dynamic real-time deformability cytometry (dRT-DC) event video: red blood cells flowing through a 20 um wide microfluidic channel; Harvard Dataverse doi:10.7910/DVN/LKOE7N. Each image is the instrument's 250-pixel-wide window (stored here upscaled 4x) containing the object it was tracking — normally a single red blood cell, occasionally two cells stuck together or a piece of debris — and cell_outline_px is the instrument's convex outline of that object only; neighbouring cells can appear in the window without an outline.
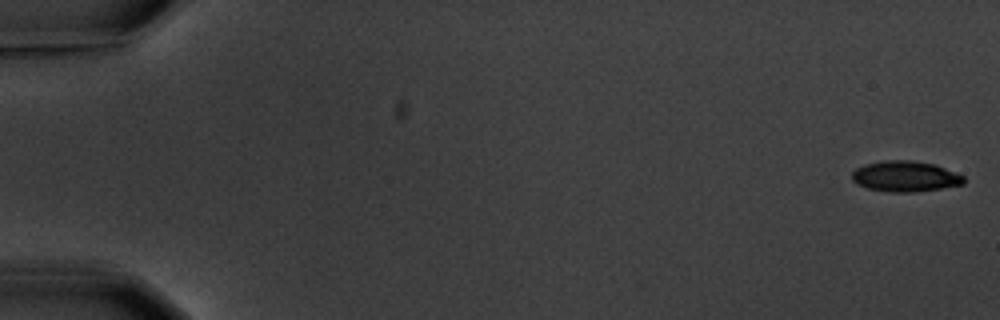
{"species": "common noctule bat (a hibernating species)", "species_latin": "Nyctalus noctula", "temperature_condition": "warm", "stored_images_in_passage": 6, "segment_of_instrument_passage": [1, 2], "camera_frame_rate_fps": 3000, "um_per_image_px": 0.085, "animal": {"sex": "male", "body_mass_g": 20.1, "forearm_length_mm": 53.5}, "frame": {"image": 1, "passage_image": 1, "time_ms": 0.0, "image_size_px": [1000, 320], "cell_outline_px": [[964, 184], [940, 188], [912, 192], [888, 192], [868, 188], [856, 184], [852, 180], [852, 172], [856, 168], [864, 164], [888, 160], [912, 160], [936, 164], [964, 176]], "centroid_in_image_um": [76.93, 14.98], "position_along_channel_um": 8.1, "area_um2": 20.0}}
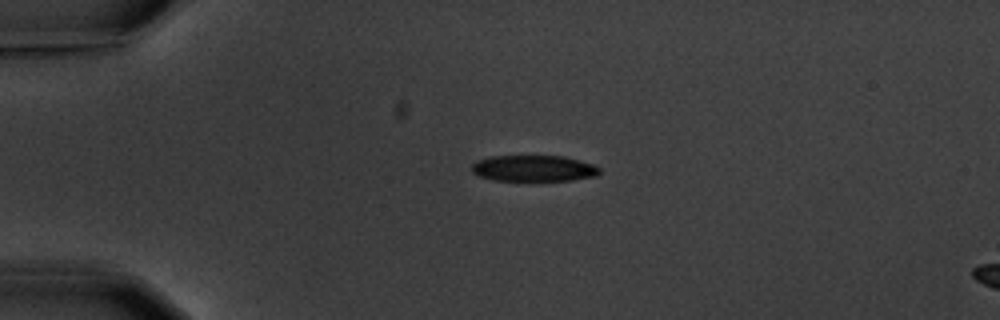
{"frame": {"image": 2, "passage_image": 4, "time_ms": 4.333, "image_size_px": [1000, 320], "cell_outline_px": [[600, 172], [596, 176], [572, 180], [532, 184], [528, 184], [492, 180], [480, 176], [472, 172], [472, 164], [476, 160], [492, 156], [564, 156], [592, 164], [600, 168]], "centroid_in_image_um": [45.34, 14.37], "position_along_channel_um": 39.7, "area_um2": 20.58}}